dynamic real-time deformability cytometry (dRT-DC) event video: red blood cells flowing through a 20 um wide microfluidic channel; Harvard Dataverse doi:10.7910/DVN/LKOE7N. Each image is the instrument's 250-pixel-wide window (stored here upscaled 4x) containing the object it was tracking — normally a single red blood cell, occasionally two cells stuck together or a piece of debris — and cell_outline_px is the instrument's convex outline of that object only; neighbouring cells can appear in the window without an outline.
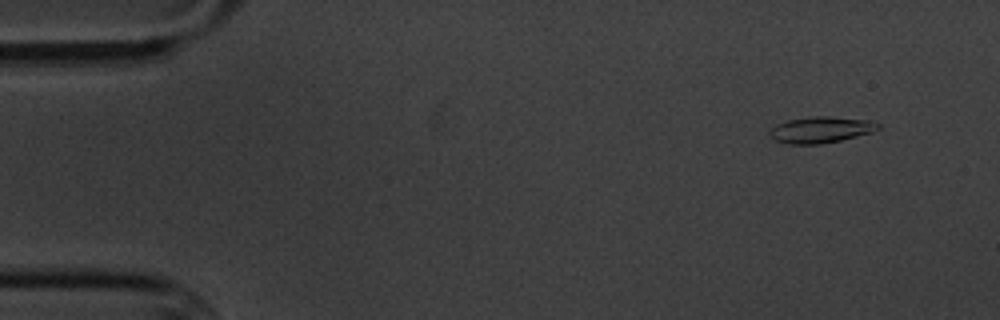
{"species": "common noctule bat (a hibernating species)", "species_latin": "Nyctalus noctula", "temperature_condition": "cold", "stored_images_in_passage": 6, "camera_frame_rate_fps": 3000, "um_per_image_px": 0.085, "animal": {"sex": "male", "body_mass_g": 20.1, "forearm_length_mm": 53.5}, "frame": {"image": 1, "passage_image": 2, "time_ms": 1.333, "image_size_px": [1000, 320], "cell_outline_px": [[880, 128], [872, 132], [840, 140], [820, 144], [788, 144], [776, 140], [768, 132], [776, 124], [788, 120], [812, 116], [828, 116], [872, 120], [880, 124]], "centroid_in_image_um": [69.79, 11.02], "position_along_channel_um": 15.2, "area_um2": 16.53}}
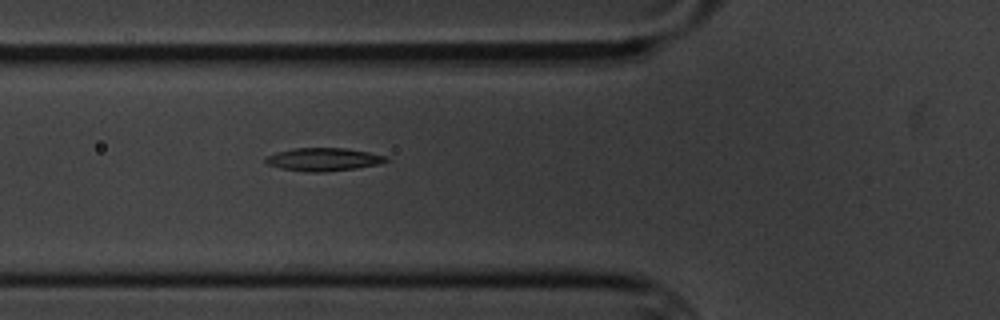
{"frame": {"image": 2, "passage_image": 6, "time_ms": 6.667, "image_size_px": [1000, 320], "cell_outline_px": [[388, 160], [380, 164], [356, 168], [324, 172], [308, 172], [280, 168], [268, 164], [264, 160], [264, 156], [276, 152], [292, 148], [344, 148], [368, 152], [388, 156]], "centroid_in_image_um": [27.47, 13.54], "position_along_channel_um": 98.3, "area_um2": 16.24}}